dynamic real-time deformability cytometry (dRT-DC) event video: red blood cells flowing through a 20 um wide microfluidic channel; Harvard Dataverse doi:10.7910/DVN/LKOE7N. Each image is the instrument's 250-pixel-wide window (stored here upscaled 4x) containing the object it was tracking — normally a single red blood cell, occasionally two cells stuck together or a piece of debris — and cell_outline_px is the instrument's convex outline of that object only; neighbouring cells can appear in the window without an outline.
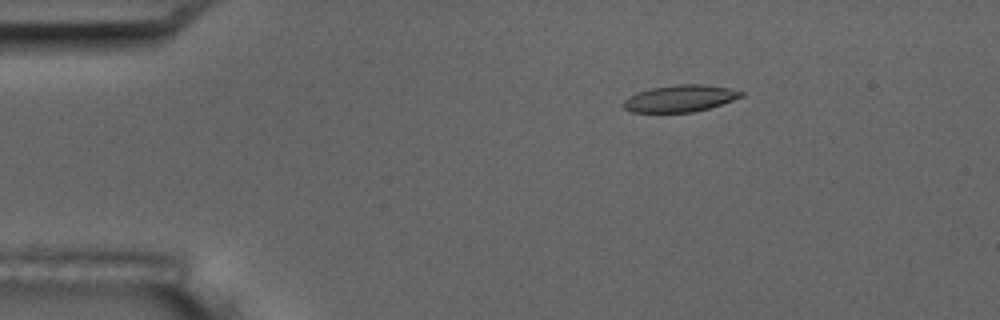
{"species": "common noctule bat (a hibernating species)", "species_latin": "Nyctalus noctula", "temperature_condition": "room temperature", "stored_images_in_passage": 4, "camera_frame_rate_fps": 3000, "um_per_image_px": 0.085, "animal": {"sex": "male", "body_mass_g": 17.5, "forearm_length_mm": 52.3}, "frame": {"image": 1, "passage_image": 2, "time_ms": 1.0, "image_size_px": [1000, 320], "cell_outline_px": [[744, 96], [708, 108], [692, 112], [632, 112], [624, 108], [624, 100], [628, 96], [636, 92], [652, 88], [680, 84], [700, 84], [728, 88], [744, 92]], "centroid_in_image_um": [57.79, 8.36], "position_along_channel_um": 27.2, "area_um2": 18.15}}